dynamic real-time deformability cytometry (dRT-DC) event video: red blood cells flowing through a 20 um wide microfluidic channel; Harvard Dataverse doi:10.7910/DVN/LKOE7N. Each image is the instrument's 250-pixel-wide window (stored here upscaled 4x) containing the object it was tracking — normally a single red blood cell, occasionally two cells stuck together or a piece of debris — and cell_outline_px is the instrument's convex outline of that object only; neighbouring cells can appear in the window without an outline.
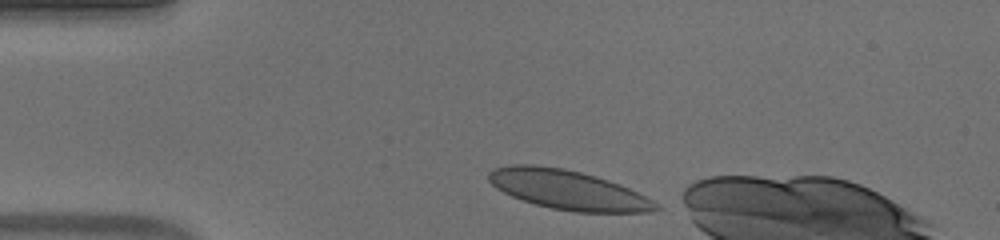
{"species": "human", "species_latin": "Homo sapiens", "temperature_condition": "warm", "stored_images_in_passage": 42, "camera_frame_rate_fps": 3000, "um_per_image_px": 0.085, "donor": {"sex": "male"}, "frame": {"image": 1, "passage_image": 1, "time_ms": 0.0, "image_size_px": [1000, 240], "cell_outline_px": [[660, 208], [652, 212], [572, 212], [552, 208], [536, 204], [512, 196], [496, 188], [488, 180], [488, 172], [496, 168], [512, 164], [532, 164], [564, 168], [596, 176], [620, 184], [652, 200]], "centroid_in_image_um": [48.25, 16.13], "position_along_channel_um": 36.7, "area_um2": 38.09}}
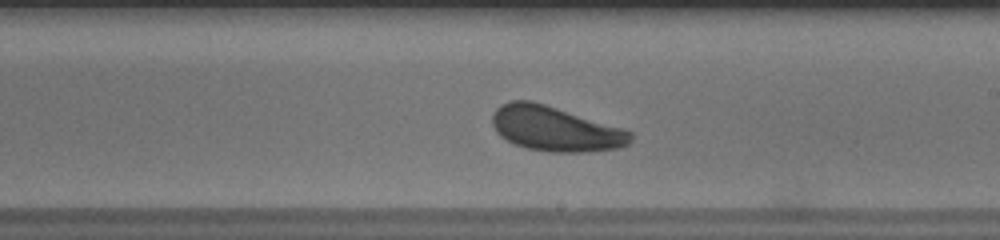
{"frame": {"image": 2, "passage_image": 20, "time_ms": 6.333, "image_size_px": [1000, 240], "cell_outline_px": [[632, 140], [628, 144], [620, 148], [584, 152], [552, 152], [528, 148], [516, 144], [500, 136], [496, 132], [492, 124], [492, 116], [496, 108], [500, 104], [512, 100], [532, 100], [624, 128], [632, 132]], "centroid_in_image_um": [47.21, 10.94], "position_along_channel_um": 241.8, "area_um2": 36.24}}
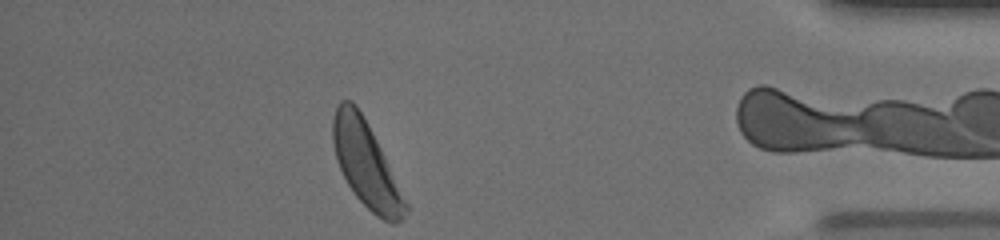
{"frame": {"image": 3, "passage_image": 36, "time_ms": 11.667, "image_size_px": [1000, 240], "cell_outline_px": [[408, 208], [404, 220], [396, 224], [392, 224], [376, 216], [356, 196], [348, 184], [336, 160], [332, 140], [332, 116], [340, 100], [352, 100], [356, 104], [372, 132], [408, 204]], "centroid_in_image_um": [31.1, 13.98], "position_along_channel_um": 404.1, "area_um2": 35.72}, "authors_computed_cell_mechanics": {"area_um2": 36.1539, "velocity_mm_per_s": 3.8802, "shape_relaxation_time_tau1_ms": 5.6066, "shape_relaxation_time_tau2_ms": null, "deformation_change_tau1": 0.1645, "deformation_change_tau2": null}}